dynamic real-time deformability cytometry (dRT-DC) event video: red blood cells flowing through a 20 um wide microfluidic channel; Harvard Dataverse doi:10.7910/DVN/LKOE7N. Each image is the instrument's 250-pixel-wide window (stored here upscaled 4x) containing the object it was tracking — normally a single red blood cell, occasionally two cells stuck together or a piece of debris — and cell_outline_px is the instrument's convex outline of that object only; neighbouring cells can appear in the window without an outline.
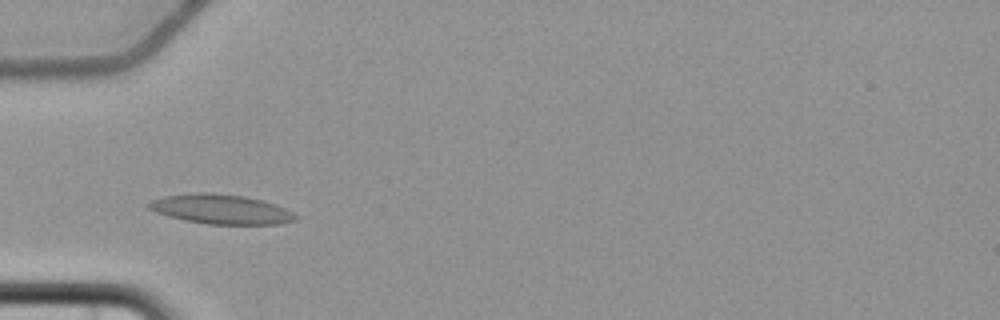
{"species": "common noctule bat (a hibernating species)", "species_latin": "Nyctalus noctula", "temperature_condition": "cold", "stored_images_in_passage": 6, "camera_frame_rate_fps": 3000, "um_per_image_px": 0.085, "animal": {"sex": "female", "body_mass_g": 22.7, "forearm_length_mm": 54.2}, "frame": {"image": 1, "passage_image": 4, "time_ms": 3.333, "image_size_px": [1000, 320], "cell_outline_px": [[300, 216], [296, 220], [280, 224], [208, 224], [184, 220], [168, 216], [156, 212], [148, 208], [144, 204], [152, 200], [164, 196], [200, 192], [212, 192], [244, 196], [276, 204]], "centroid_in_image_um": [18.78, 17.78], "position_along_channel_um": 66.2, "area_um2": 25.37}}
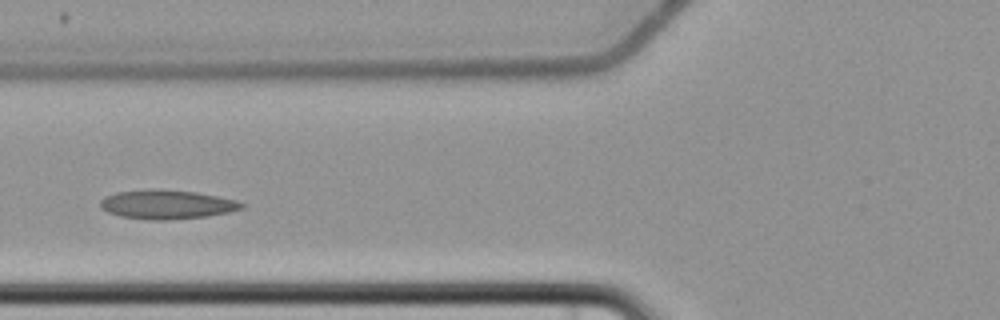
{"frame": {"image": 2, "passage_image": 5, "time_ms": 4.667, "image_size_px": [1000, 320], "cell_outline_px": [[248, 204], [244, 208], [228, 212], [208, 216], [168, 220], [148, 220], [120, 216], [108, 212], [100, 208], [100, 200], [104, 196], [116, 192], [156, 188], [160, 188], [196, 192], [236, 200]], "centroid_in_image_um": [14.18, 17.37], "position_along_channel_um": 111.6, "area_um2": 24.28}}
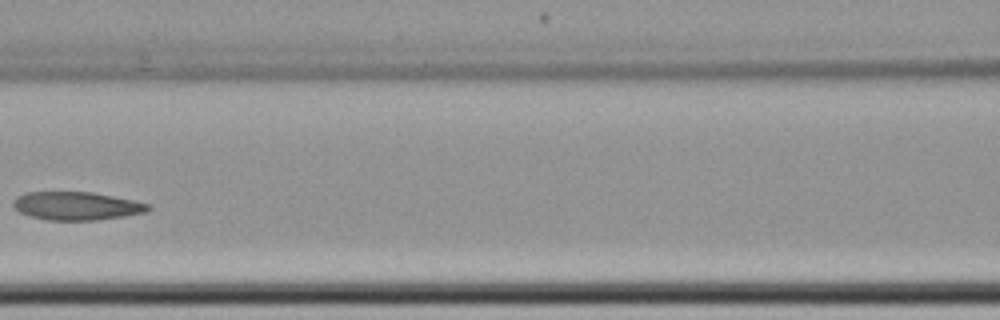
{"frame": {"image": 3, "passage_image": 6, "time_ms": 6.0, "image_size_px": [1000, 320], "cell_outline_px": [[152, 208], [144, 212], [124, 216], [96, 220], [48, 220], [32, 216], [20, 212], [12, 204], [12, 200], [16, 196], [24, 192], [92, 192], [152, 204]], "centroid_in_image_um": [6.5, 17.49], "position_along_channel_um": 160.1, "area_um2": 22.14}}